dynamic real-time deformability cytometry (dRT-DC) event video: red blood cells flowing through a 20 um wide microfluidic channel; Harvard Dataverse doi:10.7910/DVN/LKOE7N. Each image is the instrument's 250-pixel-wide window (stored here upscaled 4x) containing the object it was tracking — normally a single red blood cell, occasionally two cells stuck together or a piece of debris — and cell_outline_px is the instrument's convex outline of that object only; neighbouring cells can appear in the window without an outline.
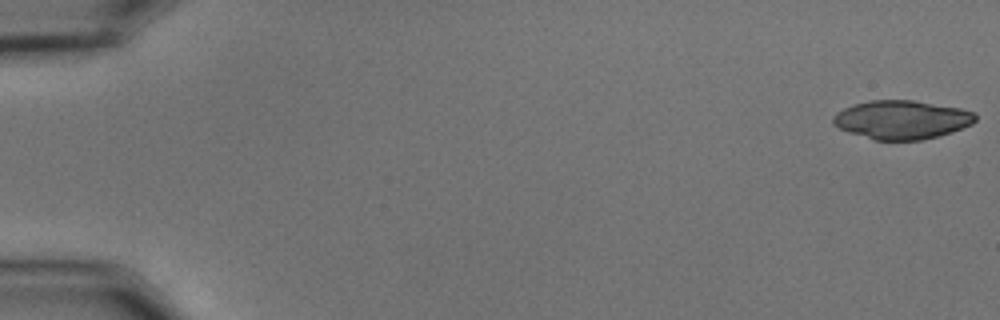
{"species": "common noctule bat (a hibernating species)", "species_latin": "Nyctalus noctula", "temperature_condition": "cold", "stored_images_in_passage": 23, "camera_frame_rate_fps": 3000, "um_per_image_px": 0.085, "animal": {"sex": "male", "body_mass_g": 15.6}, "frame": {"image": 1, "passage_image": 1, "time_ms": 0.0, "image_size_px": [1000, 320], "cell_outline_px": [[976, 120], [972, 124], [952, 132], [920, 140], [876, 140], [848, 132], [832, 124], [832, 116], [836, 112], [844, 108], [856, 104], [872, 100], [912, 100], [960, 108], [976, 112]], "centroid_in_image_um": [76.65, 10.17], "position_along_channel_um": 8.4, "area_um2": 31.96}}